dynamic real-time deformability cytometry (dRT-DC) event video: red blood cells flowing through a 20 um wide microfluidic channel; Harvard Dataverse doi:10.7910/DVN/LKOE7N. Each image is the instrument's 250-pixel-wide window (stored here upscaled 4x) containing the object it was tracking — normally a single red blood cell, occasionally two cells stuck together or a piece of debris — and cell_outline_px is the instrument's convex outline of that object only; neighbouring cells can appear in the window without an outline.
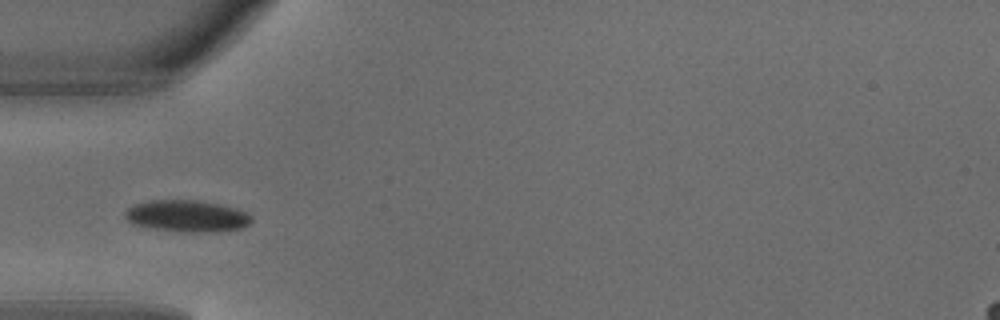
{"species": "common noctule bat (a hibernating species)", "species_latin": "Nyctalus noctula", "temperature_condition": "warm", "stored_images_in_passage": 3, "camera_frame_rate_fps": 3000, "um_per_image_px": 0.085, "animal": {"sex": "male", "body_mass_g": 18.8}, "frame": {"image": 1, "passage_image": 3, "time_ms": 0.667, "image_size_px": [1000, 320], "cell_outline_px": [[252, 220], [244, 228], [216, 232], [192, 232], [152, 228], [132, 224], [124, 216], [124, 212], [128, 208], [136, 204], [148, 200], [196, 200], [220, 204], [236, 208], [248, 212], [252, 216]], "centroid_in_image_um": [15.93, 18.36], "position_along_channel_um": 69.1, "area_um2": 23.47}}